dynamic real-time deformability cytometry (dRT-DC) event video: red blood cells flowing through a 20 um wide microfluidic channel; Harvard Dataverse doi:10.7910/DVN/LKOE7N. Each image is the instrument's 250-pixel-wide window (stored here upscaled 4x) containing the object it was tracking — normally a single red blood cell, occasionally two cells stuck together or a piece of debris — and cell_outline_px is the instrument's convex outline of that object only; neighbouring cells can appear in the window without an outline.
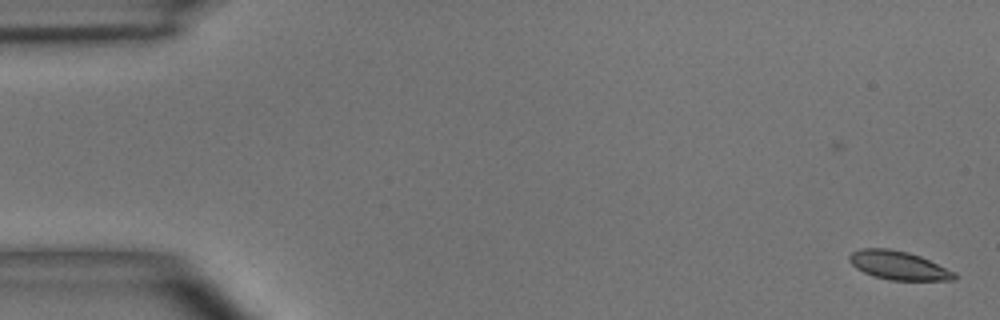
{"species": "common noctule bat (a hibernating species)", "species_latin": "Nyctalus noctula", "temperature_condition": "room temperature", "stored_images_in_passage": 3, "camera_frame_rate_fps": 3000, "um_per_image_px": 0.085, "animal": {"sex": "male", "body_mass_g": 15.6}, "frame": {"image": 1, "passage_image": 1, "time_ms": 0.0, "image_size_px": [1000, 320], "cell_outline_px": [[956, 280], [892, 280], [872, 276], [856, 268], [848, 260], [848, 256], [852, 252], [860, 248], [888, 248], [908, 252], [920, 256], [956, 272]], "centroid_in_image_um": [76.36, 22.55], "position_along_channel_um": 8.6, "area_um2": 17.57}}